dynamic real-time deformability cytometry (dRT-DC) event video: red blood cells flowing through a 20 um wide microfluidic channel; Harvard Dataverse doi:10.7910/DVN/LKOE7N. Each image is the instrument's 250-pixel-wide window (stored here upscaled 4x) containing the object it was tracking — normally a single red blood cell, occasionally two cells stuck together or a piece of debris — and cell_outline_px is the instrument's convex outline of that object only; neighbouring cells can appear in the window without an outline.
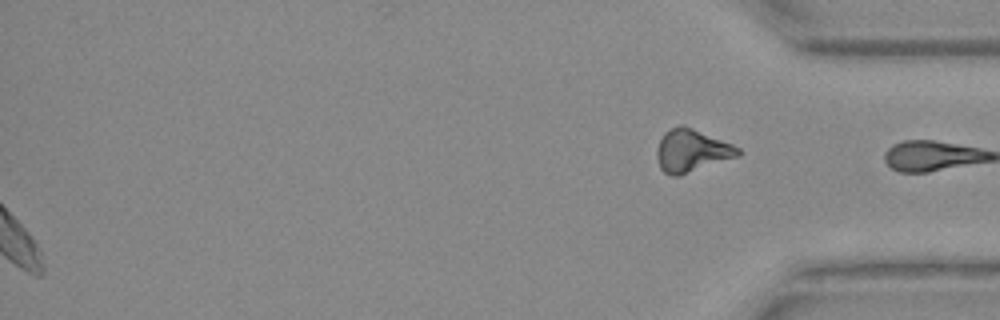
{"species": "Egyptian fruit bat (a non-hibernating species)", "species_latin": "Rousettus aegyptiacus", "temperature_condition": "warm", "stored_images_in_passage": 38, "segment_of_instrument_passage": [2, 2], "camera_frame_rate_fps": 3000, "um_per_image_px": 0.085, "animal": {"sex": "female"}, "frame": {"image": 1, "passage_image": 38, "time_ms": 12.333, "image_size_px": [1000, 320], "cell_outline_px": [[740, 156], [680, 176], [672, 176], [664, 172], [660, 168], [656, 156], [656, 148], [664, 132], [680, 124], [692, 128], [732, 144], [740, 148]], "centroid_in_image_um": [58.78, 12.83], "position_along_channel_um": 376.4, "area_um2": 20.23}}